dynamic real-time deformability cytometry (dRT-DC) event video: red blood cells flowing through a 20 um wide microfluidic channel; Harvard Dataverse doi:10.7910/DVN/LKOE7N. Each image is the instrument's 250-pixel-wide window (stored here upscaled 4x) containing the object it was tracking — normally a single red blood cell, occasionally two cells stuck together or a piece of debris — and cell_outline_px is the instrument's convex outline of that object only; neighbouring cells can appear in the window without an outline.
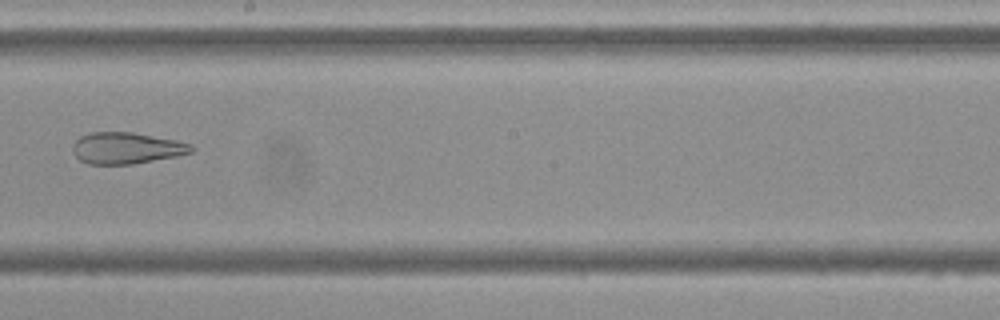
{"species": "Egyptian fruit bat (a non-hibernating species)", "species_latin": "Rousettus aegyptiacus", "temperature_condition": "cold", "stored_images_in_passage": 8, "camera_frame_rate_fps": 3000, "um_per_image_px": 0.085, "frame": {"image": 1, "passage_image": 8, "time_ms": 9.333, "image_size_px": [1000, 320], "cell_outline_px": [[196, 148], [192, 152], [176, 156], [132, 164], [88, 164], [80, 160], [72, 152], [72, 144], [80, 136], [92, 132], [132, 132], [176, 140], [192, 144]], "centroid_in_image_um": [10.74, 12.58], "position_along_channel_um": 237.5, "area_um2": 21.79}}